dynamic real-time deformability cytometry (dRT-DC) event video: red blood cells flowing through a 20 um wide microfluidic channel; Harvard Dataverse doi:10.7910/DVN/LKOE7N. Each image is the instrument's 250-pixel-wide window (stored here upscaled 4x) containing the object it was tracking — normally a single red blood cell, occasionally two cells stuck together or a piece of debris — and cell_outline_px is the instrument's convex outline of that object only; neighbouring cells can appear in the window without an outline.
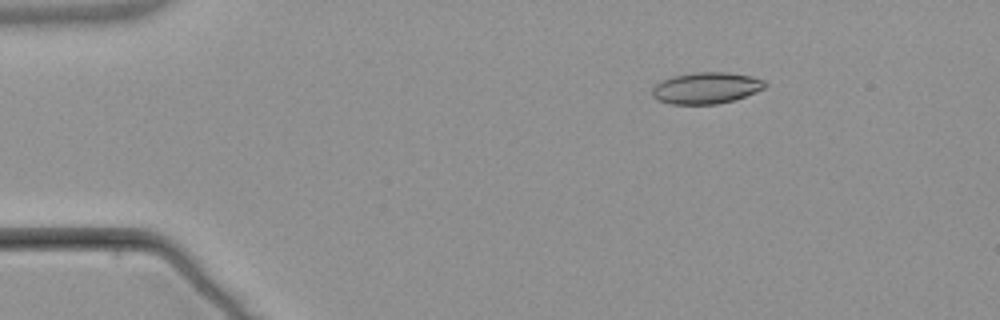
{"species": "common noctule bat (a hibernating species)", "species_latin": "Nyctalus noctula", "temperature_condition": "warm", "stored_images_in_passage": 5, "camera_frame_rate_fps": 3000, "um_per_image_px": 0.085, "animal": {"sex": "male", "body_mass_g": 21.5, "forearm_length_mm": 52.0}, "frame": {"image": 1, "passage_image": 3, "time_ms": 2.333, "image_size_px": [1000, 320], "cell_outline_px": [[768, 84], [764, 88], [756, 92], [732, 100], [716, 104], [672, 104], [660, 100], [652, 96], [652, 88], [660, 80], [672, 76], [692, 72], [728, 72], [752, 76], [764, 80]], "centroid_in_image_um": [60.02, 7.46], "position_along_channel_um": 25.0, "area_um2": 20.69}}
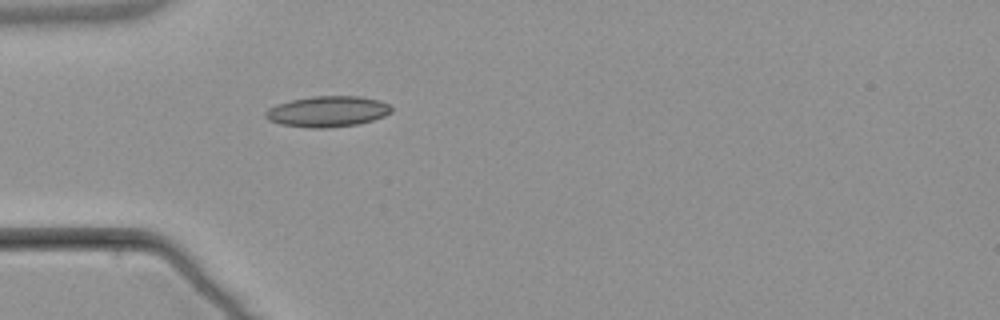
{"frame": {"image": 2, "passage_image": 5, "time_ms": 5.0, "image_size_px": [1000, 320], "cell_outline_px": [[392, 112], [384, 116], [372, 120], [356, 124], [328, 128], [308, 128], [280, 124], [268, 120], [264, 116], [264, 112], [268, 108], [276, 104], [292, 100], [312, 96], [360, 96], [380, 100], [388, 104], [392, 108]], "centroid_in_image_um": [27.82, 9.47], "position_along_channel_um": 57.2, "area_um2": 22.72}}